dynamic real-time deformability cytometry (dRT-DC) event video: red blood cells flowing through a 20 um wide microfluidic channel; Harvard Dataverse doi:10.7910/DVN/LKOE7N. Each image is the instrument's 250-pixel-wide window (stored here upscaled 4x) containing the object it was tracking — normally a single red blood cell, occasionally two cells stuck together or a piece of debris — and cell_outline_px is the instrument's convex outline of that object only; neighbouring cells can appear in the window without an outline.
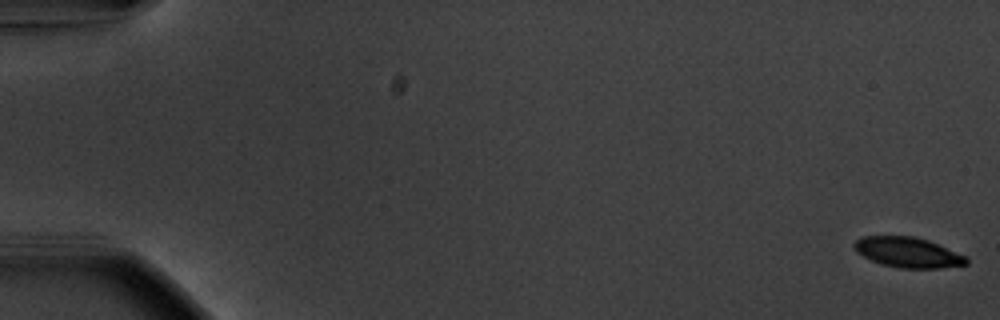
{"species": "common noctule bat (a hibernating species)", "species_latin": "Nyctalus noctula", "temperature_condition": "warm", "stored_images_in_passage": 56, "camera_frame_rate_fps": 3000, "um_per_image_px": 0.085, "animal": {"sex": "male", "body_mass_g": 20.1, "forearm_length_mm": 53.5}, "frame": {"image": 1, "passage_image": 1, "time_ms": 0.0, "image_size_px": [1000, 320], "cell_outline_px": [[968, 264], [940, 268], [900, 268], [880, 264], [856, 252], [852, 248], [852, 244], [860, 236], [912, 236], [928, 240], [968, 256]], "centroid_in_image_um": [77.16, 21.45], "position_along_channel_um": 7.8, "area_um2": 19.94}}
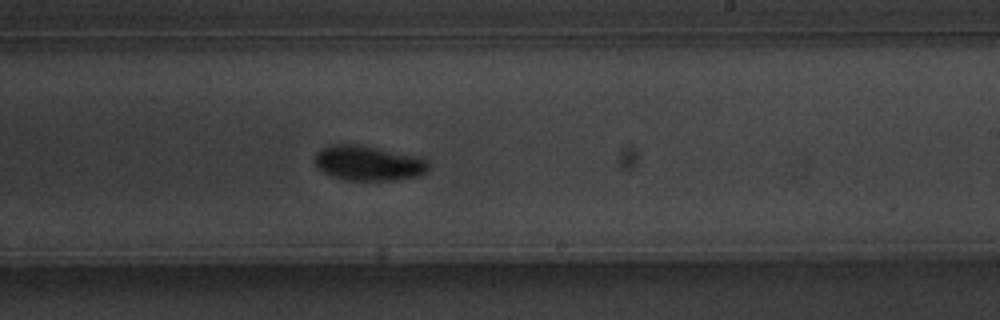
{"frame": {"image": 2, "passage_image": 35, "time_ms": 11.333, "image_size_px": [1000, 320], "cell_outline_px": [[428, 172], [420, 176], [396, 180], [344, 180], [328, 176], [316, 168], [316, 152], [320, 148], [328, 144], [360, 144], [416, 156], [428, 160]], "centroid_in_image_um": [31.28, 13.87], "position_along_channel_um": 257.7, "area_um2": 23.58}}
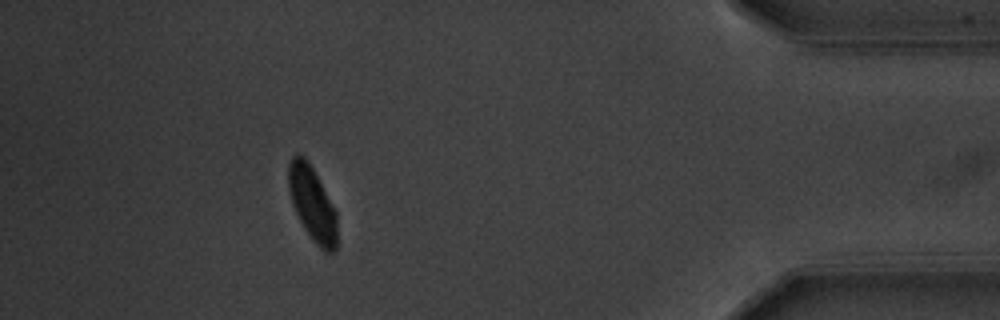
{"frame": {"image": 3, "passage_image": 51, "time_ms": 16.667, "image_size_px": [1000, 320], "cell_outline_px": [[336, 252], [324, 252], [316, 244], [304, 228], [292, 204], [288, 188], [288, 164], [292, 156], [296, 152], [304, 156], [308, 160], [336, 212]], "centroid_in_image_um": [26.52, 17.29], "position_along_channel_um": 408.7, "area_um2": 20.87}, "authors_computed_cell_mechanics": {"area_um2": 21.5594, "velocity_mm_per_s": 3.6849, "shape_relaxation_time_tau1_ms": 1.7783, "shape_relaxation_time_tau2_ms": 2.1731, "deformation_change_tau1": 0.1213, "deformation_change_tau2": 0.0438}}